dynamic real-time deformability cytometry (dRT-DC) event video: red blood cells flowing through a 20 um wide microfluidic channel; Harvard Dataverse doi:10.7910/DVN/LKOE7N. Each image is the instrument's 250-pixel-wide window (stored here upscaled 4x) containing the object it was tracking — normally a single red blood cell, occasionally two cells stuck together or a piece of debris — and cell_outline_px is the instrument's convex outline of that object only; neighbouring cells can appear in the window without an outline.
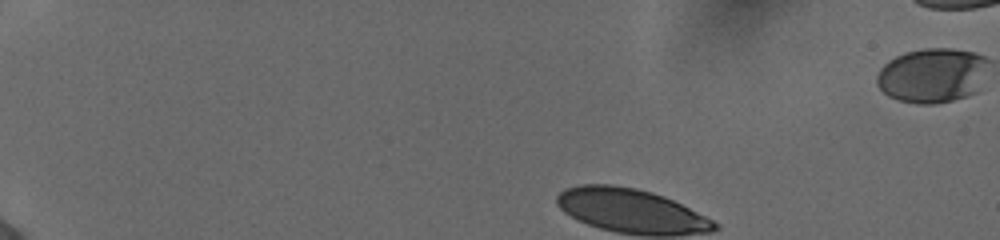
{"species": "human", "species_latin": "Homo sapiens", "temperature_condition": "cold", "stored_images_in_passage": 45, "camera_frame_rate_fps": 3000, "um_per_image_px": 0.085, "donor": {"sex": "female"}, "frame": {"image": 1, "passage_image": 1, "time_ms": 0.0, "image_size_px": [1000, 240], "cell_outline_px": [[984, 60], [964, 96], [948, 100], [900, 100], [884, 92], [880, 88], [876, 80], [884, 64], [896, 56], [908, 52], [932, 48], [944, 48], [972, 52], [980, 56]], "centroid_in_image_um": [79.02, 6.33], "position_along_channel_um": 6.0, "area_um2": 31.62}}
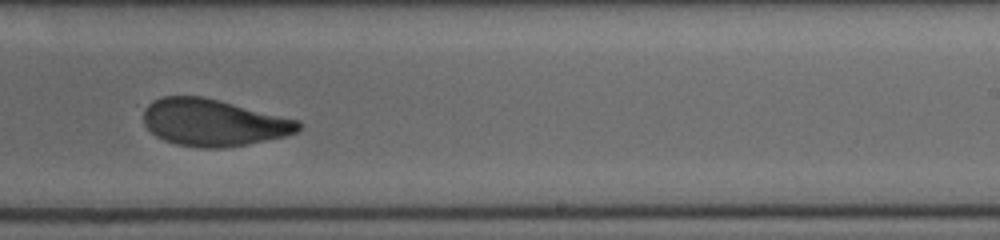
{"frame": {"image": 2, "passage_image": 28, "time_ms": 9.0, "image_size_px": [1000, 240], "cell_outline_px": [[300, 128], [296, 132], [280, 136], [244, 144], [216, 148], [180, 144], [156, 136], [148, 128], [144, 120], [144, 112], [148, 104], [164, 96], [200, 96], [296, 120], [300, 124]], "centroid_in_image_um": [18.08, 10.4], "position_along_channel_um": 270.9, "area_um2": 40.58}}
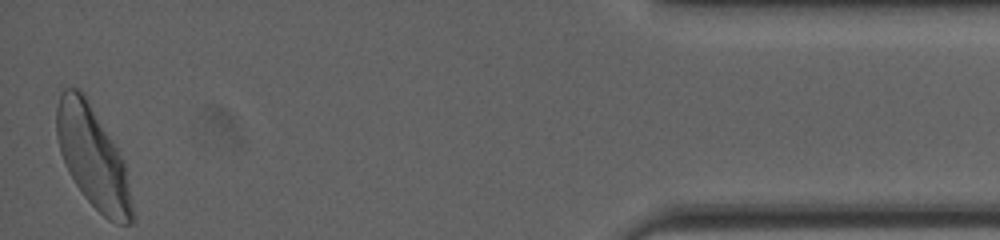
{"frame": {"image": 3, "passage_image": 45, "time_ms": 14.667, "image_size_px": [1000, 240], "cell_outline_px": [[132, 220], [128, 224], [120, 224], [108, 220], [84, 196], [76, 184], [60, 152], [56, 132], [56, 108], [60, 96], [68, 88], [76, 88], [84, 96], [116, 148], [124, 164], [132, 212]], "centroid_in_image_um": [7.85, 13.39], "position_along_channel_um": 427.4, "area_um2": 42.43}, "authors_computed_cell_mechanics": {"area_um2": 40.9802, "velocity_mm_per_s": 3.8697, "shape_relaxation_time_tau1_ms": 4.5242, "shape_relaxation_time_tau2_ms": 1.4465, "deformation_change_tau1": 0.1829, "deformation_change_tau2": 0.0807}}